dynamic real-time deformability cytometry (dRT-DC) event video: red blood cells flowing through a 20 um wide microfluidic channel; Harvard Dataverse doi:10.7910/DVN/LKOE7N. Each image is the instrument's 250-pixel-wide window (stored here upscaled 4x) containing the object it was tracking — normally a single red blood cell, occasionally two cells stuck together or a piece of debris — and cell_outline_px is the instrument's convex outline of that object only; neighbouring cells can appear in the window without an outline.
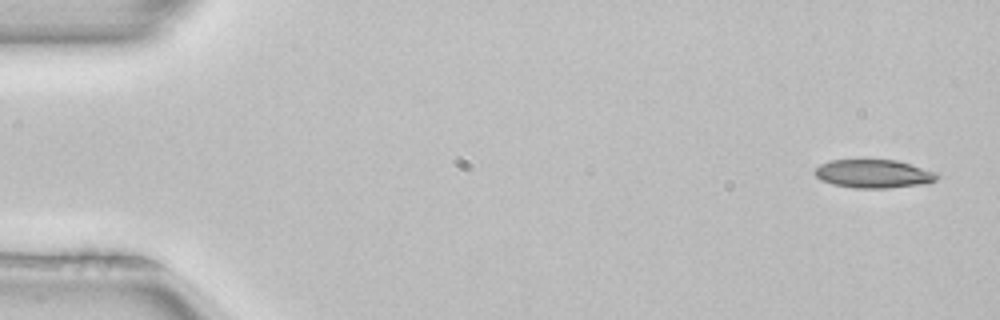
{"species": "common noctule bat (a hibernating species)", "species_latin": "Nyctalus noctula", "temperature_condition": "room temperature", "stored_images_in_passage": 3, "camera_frame_rate_fps": 3000, "um_per_image_px": 0.085, "animal": {"sex": "female", "body_mass_g": 22.7, "forearm_length_mm": 54.2}, "frame": {"image": 1, "passage_image": 1, "time_ms": 0.0, "image_size_px": [1000, 320], "cell_outline_px": [[940, 176], [936, 180], [928, 184], [888, 188], [856, 188], [832, 184], [820, 180], [812, 172], [820, 164], [828, 160], [896, 160], [940, 172]], "centroid_in_image_um": [74.3, 14.77], "position_along_channel_um": 10.7, "area_um2": 20.63}}
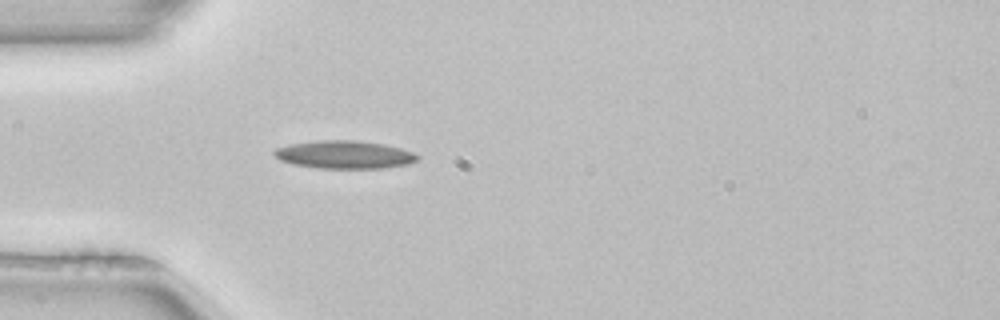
{"frame": {"image": 2, "passage_image": 3, "time_ms": 0.667, "image_size_px": [1000, 320], "cell_outline_px": [[420, 160], [408, 164], [380, 168], [320, 168], [292, 164], [280, 160], [272, 152], [276, 148], [288, 144], [316, 140], [356, 140], [384, 144], [400, 148], [412, 152], [420, 156]], "centroid_in_image_um": [29.27, 13.14], "position_along_channel_um": 55.7, "area_um2": 23.41}}